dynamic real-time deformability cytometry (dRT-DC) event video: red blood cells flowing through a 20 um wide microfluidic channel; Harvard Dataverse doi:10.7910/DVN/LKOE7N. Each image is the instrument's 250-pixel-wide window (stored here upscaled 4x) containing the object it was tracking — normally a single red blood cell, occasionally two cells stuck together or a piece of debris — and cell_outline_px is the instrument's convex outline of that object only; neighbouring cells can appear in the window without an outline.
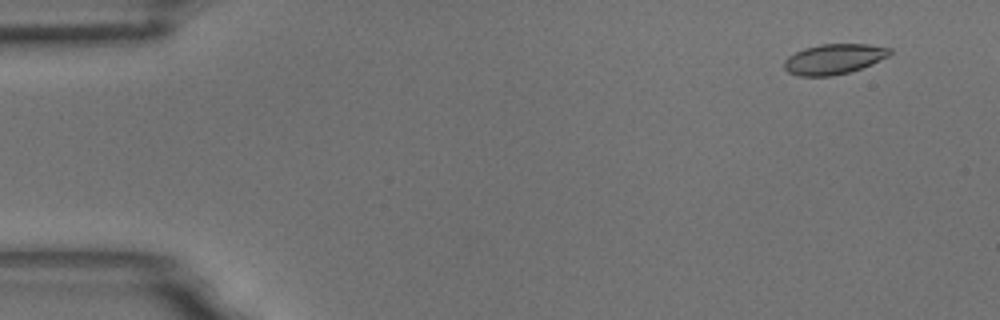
{"species": "common noctule bat (a hibernating species)", "species_latin": "Nyctalus noctula", "temperature_condition": "room temperature", "stored_images_in_passage": 8, "camera_frame_rate_fps": 3000, "um_per_image_px": 0.085, "animal": {"sex": "male", "body_mass_g": 18.8}, "frame": {"image": 1, "passage_image": 2, "time_ms": 0.333, "image_size_px": [1000, 320], "cell_outline_px": [[892, 52], [888, 56], [872, 64], [848, 72], [832, 76], [800, 76], [788, 72], [784, 68], [784, 60], [788, 56], [804, 48], [820, 44], [868, 44], [892, 48]], "centroid_in_image_um": [70.88, 5.01], "position_along_channel_um": 14.1, "area_um2": 18.61}}
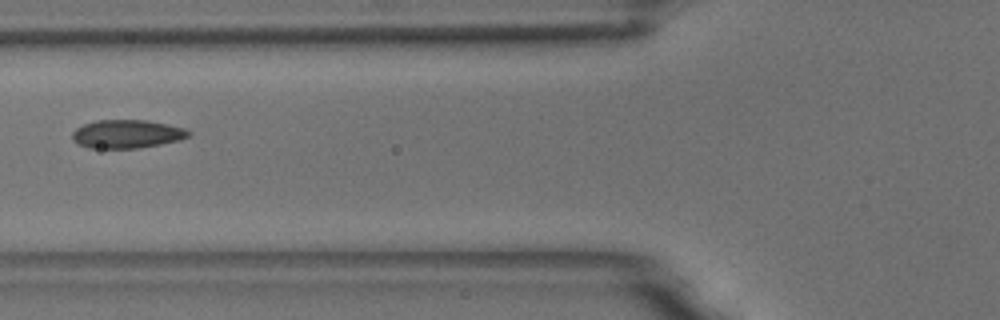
{"frame": {"image": 2, "passage_image": 7, "time_ms": 2.0, "image_size_px": [1000, 320], "cell_outline_px": [[192, 132], [188, 136], [180, 140], [160, 144], [136, 148], [88, 148], [76, 144], [72, 140], [72, 132], [76, 128], [84, 124], [96, 120], [148, 120], [168, 124], [184, 128]], "centroid_in_image_um": [10.76, 11.39], "position_along_channel_um": 115.0, "area_um2": 19.36}}